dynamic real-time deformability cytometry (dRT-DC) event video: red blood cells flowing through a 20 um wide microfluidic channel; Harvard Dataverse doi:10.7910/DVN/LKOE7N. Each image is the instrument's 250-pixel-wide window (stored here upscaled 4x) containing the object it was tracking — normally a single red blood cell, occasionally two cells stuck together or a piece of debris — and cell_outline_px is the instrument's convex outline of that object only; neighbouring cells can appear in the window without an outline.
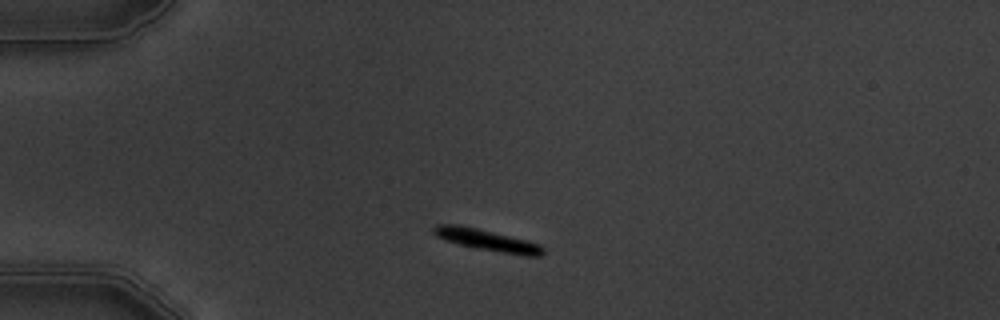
{"species": "common noctule bat (a hibernating species)", "species_latin": "Nyctalus noctula", "temperature_condition": "warm", "stored_images_in_passage": 3, "camera_frame_rate_fps": 3000, "um_per_image_px": 0.085, "animal": {"sex": "male", "body_mass_g": 19.5, "forearm_length_mm": 54.6}, "frame": {"image": 1, "passage_image": 1, "time_ms": 0.0, "image_size_px": [1000, 320], "cell_outline_px": [[544, 252], [540, 256], [524, 256], [476, 248], [456, 244], [436, 236], [432, 232], [432, 228], [436, 224], [460, 224], [528, 240], [540, 244], [544, 248]], "centroid_in_image_um": [41.39, 20.4], "position_along_channel_um": 43.6, "area_um2": 13.87}}